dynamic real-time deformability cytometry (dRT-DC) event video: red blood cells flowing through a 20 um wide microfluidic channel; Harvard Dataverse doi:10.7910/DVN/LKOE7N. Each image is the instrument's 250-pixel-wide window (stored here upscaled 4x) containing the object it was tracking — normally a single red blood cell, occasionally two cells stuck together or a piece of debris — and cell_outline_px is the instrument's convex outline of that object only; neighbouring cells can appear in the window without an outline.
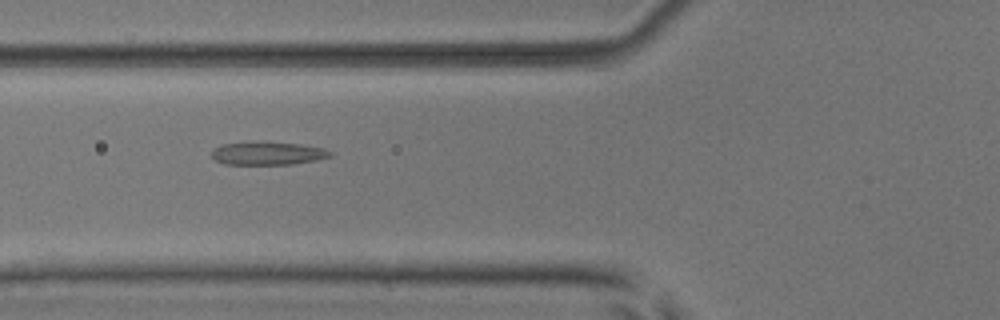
{"species": "common noctule bat (a hibernating species)", "species_latin": "Nyctalus noctula", "temperature_condition": "room temperature", "stored_images_in_passage": 9, "camera_frame_rate_fps": 3000, "um_per_image_px": 0.085, "animal": {"sex": "male", "body_mass_g": 17.9, "forearm_length_mm": 54.2}, "frame": {"image": 1, "passage_image": 6, "time_ms": 7.0, "image_size_px": [1000, 320], "cell_outline_px": [[332, 156], [316, 160], [292, 164], [224, 164], [216, 160], [212, 156], [212, 148], [220, 144], [300, 144], [324, 148], [332, 152]], "centroid_in_image_um": [22.78, 13.07], "position_along_channel_um": 103.0, "area_um2": 15.2}}
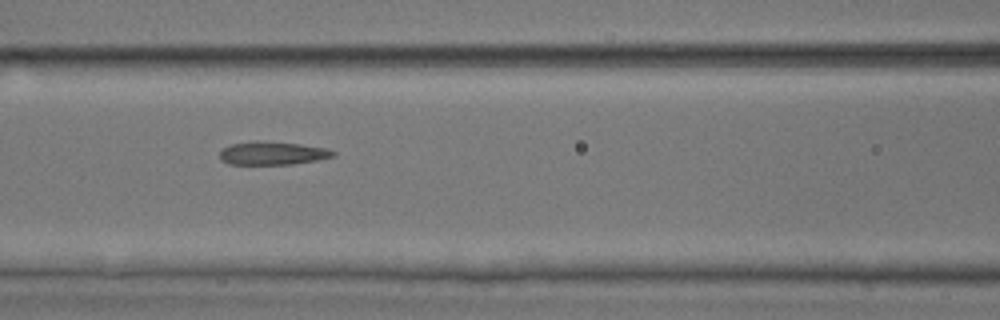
{"frame": {"image": 2, "passage_image": 7, "time_ms": 8.0, "image_size_px": [1000, 320], "cell_outline_px": [[336, 156], [316, 160], [292, 164], [228, 164], [220, 160], [220, 152], [224, 148], [232, 144], [256, 140], [300, 144], [328, 148], [336, 152]], "centroid_in_image_um": [23.18, 13.02], "position_along_channel_um": 143.4, "area_um2": 15.37}}